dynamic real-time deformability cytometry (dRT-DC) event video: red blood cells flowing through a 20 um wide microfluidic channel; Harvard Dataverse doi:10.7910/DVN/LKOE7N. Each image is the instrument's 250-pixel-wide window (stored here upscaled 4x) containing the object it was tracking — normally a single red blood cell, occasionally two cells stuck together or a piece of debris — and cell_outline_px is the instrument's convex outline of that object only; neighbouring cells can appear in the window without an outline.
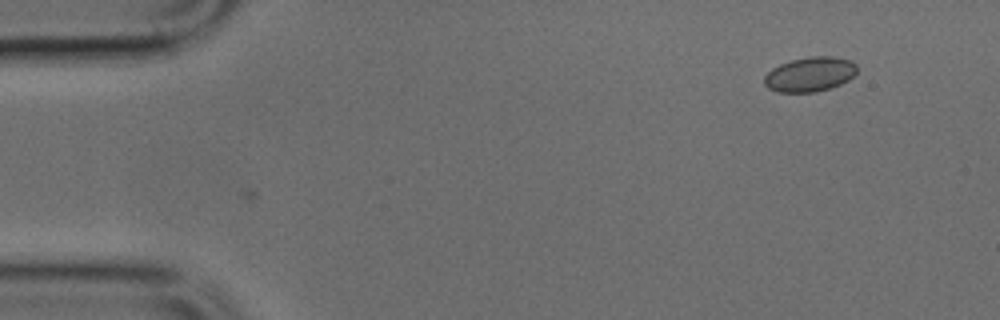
{"species": "common noctule bat (a hibernating species)", "species_latin": "Nyctalus noctula", "temperature_condition": "cold", "stored_images_in_passage": 50, "camera_frame_rate_fps": 3000, "um_per_image_px": 0.085, "animal": {"sex": "male", "body_mass_g": 17.9, "forearm_length_mm": 54.2}, "frame": {"image": 1, "passage_image": 5, "time_ms": 1.333, "image_size_px": [1000, 320], "cell_outline_px": [[856, 72], [848, 80], [840, 84], [816, 92], [776, 92], [768, 88], [764, 84], [764, 76], [772, 68], [780, 64], [792, 60], [812, 56], [832, 56], [852, 60], [856, 64]], "centroid_in_image_um": [68.83, 6.31], "position_along_channel_um": 16.2, "area_um2": 18.67}}
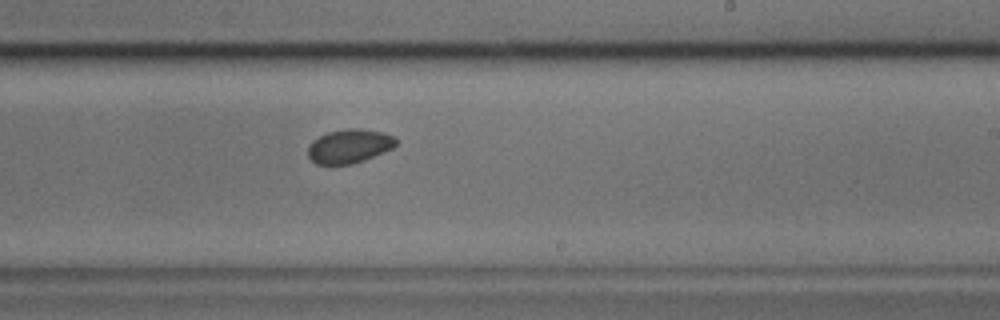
{"frame": {"image": 2, "passage_image": 30, "time_ms": 9.667, "image_size_px": [1000, 320], "cell_outline_px": [[396, 144], [392, 148], [364, 160], [352, 164], [316, 164], [308, 156], [308, 144], [312, 140], [328, 132], [344, 128], [360, 128], [384, 132], [392, 136], [396, 140]], "centroid_in_image_um": [29.66, 12.41], "position_along_channel_um": 259.3, "area_um2": 17.4}}
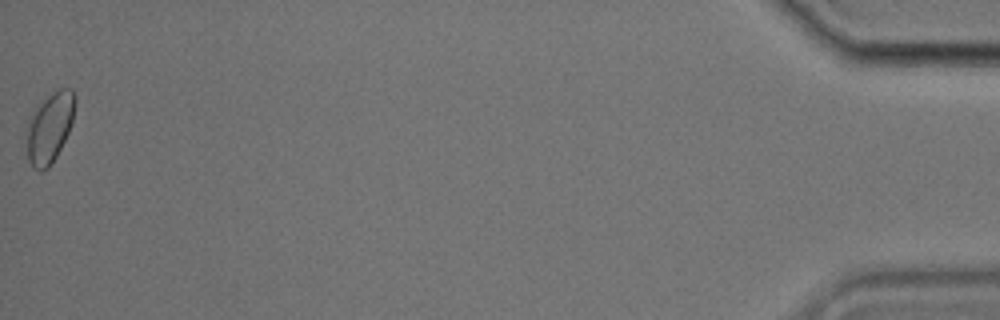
{"frame": {"image": 3, "passage_image": 50, "time_ms": 16.333, "image_size_px": [1000, 320], "cell_outline_px": [[76, 100], [72, 120], [68, 132], [56, 156], [48, 168], [44, 172], [40, 172], [32, 168], [28, 160], [24, 132], [28, 120], [36, 108], [48, 96], [60, 88], [72, 88], [76, 96]], "centroid_in_image_um": [4.18, 10.88], "position_along_channel_um": 431.0, "area_um2": 20.0}}